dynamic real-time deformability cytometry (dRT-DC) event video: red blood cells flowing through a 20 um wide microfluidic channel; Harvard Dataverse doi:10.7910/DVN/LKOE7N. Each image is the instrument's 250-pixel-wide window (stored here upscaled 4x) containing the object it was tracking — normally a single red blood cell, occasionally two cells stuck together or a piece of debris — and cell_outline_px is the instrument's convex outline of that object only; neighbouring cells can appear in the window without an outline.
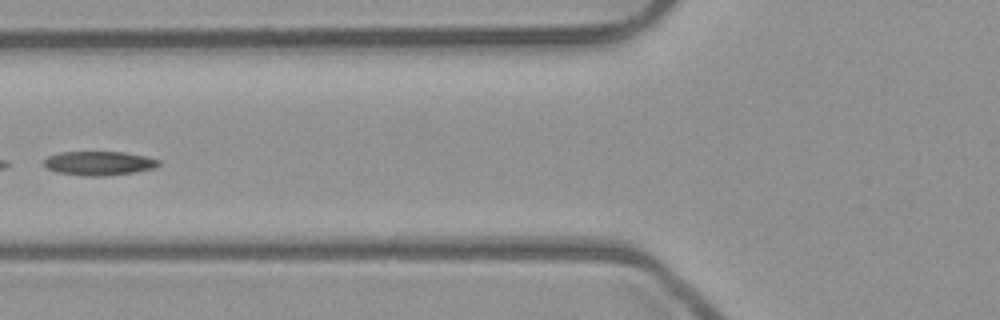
{"species": "common noctule bat (a hibernating species)", "species_latin": "Nyctalus noctula", "temperature_condition": "room temperature", "stored_images_in_passage": 4, "camera_frame_rate_fps": 3000, "um_per_image_px": 0.085, "animal": {"sex": "male", "body_mass_g": 23.1, "forearm_length_mm": 52.7}, "frame": {"image": 1, "passage_image": 3, "time_ms": 0.667, "image_size_px": [1000, 320], "cell_outline_px": [[160, 164], [156, 168], [136, 172], [104, 176], [84, 176], [56, 172], [48, 168], [44, 164], [44, 160], [48, 156], [60, 152], [124, 152], [144, 156], [160, 160]], "centroid_in_image_um": [8.43, 13.88], "position_along_channel_um": 117.4, "area_um2": 16.13}}
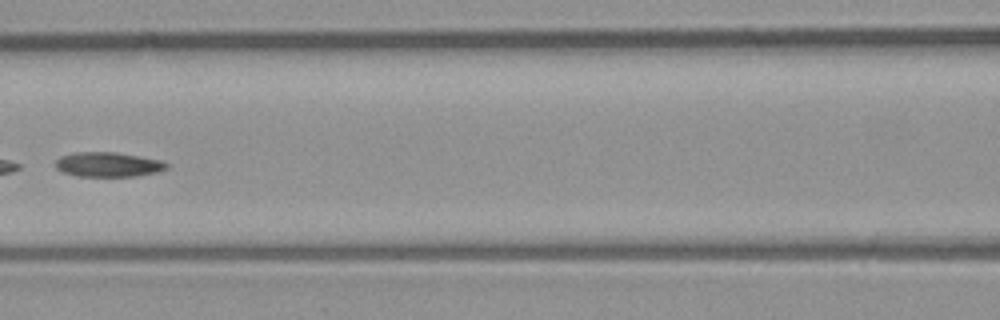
{"frame": {"image": 2, "passage_image": 4, "time_ms": 1.0, "image_size_px": [1000, 320], "cell_outline_px": [[168, 168], [160, 172], [136, 176], [76, 176], [64, 172], [56, 168], [56, 160], [60, 156], [76, 152], [116, 152], [160, 160], [168, 164]], "centroid_in_image_um": [9.21, 13.98], "position_along_channel_um": 157.4, "area_um2": 15.95}}